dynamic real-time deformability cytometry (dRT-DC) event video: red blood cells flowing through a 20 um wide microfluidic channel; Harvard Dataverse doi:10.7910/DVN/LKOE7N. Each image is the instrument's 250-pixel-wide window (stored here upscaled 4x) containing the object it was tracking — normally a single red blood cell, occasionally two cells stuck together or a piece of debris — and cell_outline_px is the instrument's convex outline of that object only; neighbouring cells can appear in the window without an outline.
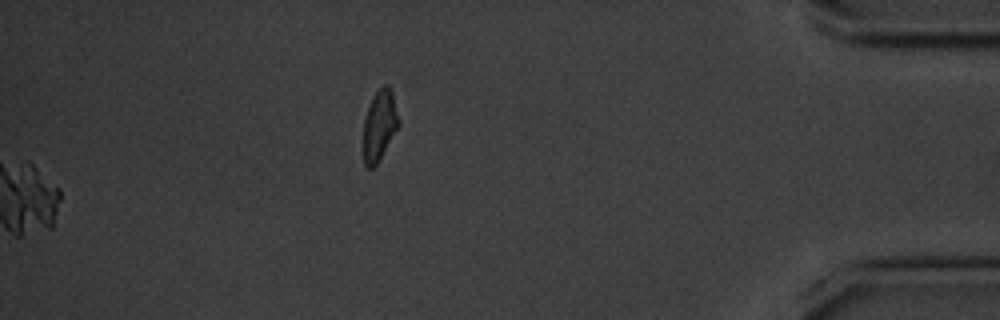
{"species": "common noctule bat (a hibernating species)", "species_latin": "Nyctalus noctula", "temperature_condition": "cold", "stored_images_in_passage": 49, "camera_frame_rate_fps": 3000, "um_per_image_px": 0.085, "animal": {"sex": "male", "body_mass_g": 20.1, "forearm_length_mm": 53.5}, "frame": {"image": 1, "passage_image": 49, "time_ms": 16.0, "image_size_px": [1000, 320], "cell_outline_px": [[400, 124], [376, 164], [372, 168], [368, 168], [364, 164], [364, 120], [372, 96], [384, 84], [388, 84], [392, 92], [400, 120]], "centroid_in_image_um": [32.27, 10.62], "position_along_channel_um": 402.9, "area_um2": 14.28}}